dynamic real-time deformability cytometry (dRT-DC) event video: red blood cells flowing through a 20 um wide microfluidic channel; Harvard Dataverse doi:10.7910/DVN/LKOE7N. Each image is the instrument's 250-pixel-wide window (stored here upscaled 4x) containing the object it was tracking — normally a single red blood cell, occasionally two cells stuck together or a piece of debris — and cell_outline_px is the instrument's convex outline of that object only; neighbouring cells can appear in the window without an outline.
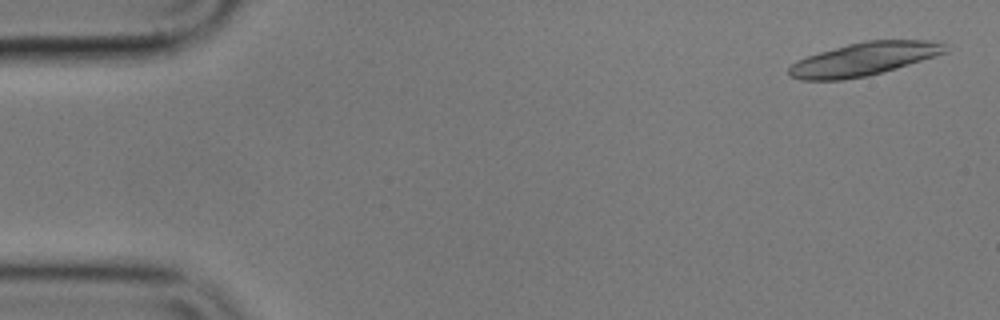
{"species": "common noctule bat (a hibernating species)", "species_latin": "Nyctalus noctula", "temperature_condition": "cold", "stored_images_in_passage": 22, "camera_frame_rate_fps": 3000, "um_per_image_px": 0.085, "animal": {"sex": "male", "body_mass_g": 17.9}, "frame": {"image": 1, "passage_image": 2, "time_ms": 0.333, "image_size_px": [1000, 320], "cell_outline_px": [[948, 52], [896, 68], [868, 76], [844, 80], [800, 80], [788, 76], [788, 68], [792, 64], [808, 56], [820, 52], [848, 44], [868, 40], [928, 40], [944, 44]], "centroid_in_image_um": [73.41, 5.03], "position_along_channel_um": 11.6, "area_um2": 29.94}}